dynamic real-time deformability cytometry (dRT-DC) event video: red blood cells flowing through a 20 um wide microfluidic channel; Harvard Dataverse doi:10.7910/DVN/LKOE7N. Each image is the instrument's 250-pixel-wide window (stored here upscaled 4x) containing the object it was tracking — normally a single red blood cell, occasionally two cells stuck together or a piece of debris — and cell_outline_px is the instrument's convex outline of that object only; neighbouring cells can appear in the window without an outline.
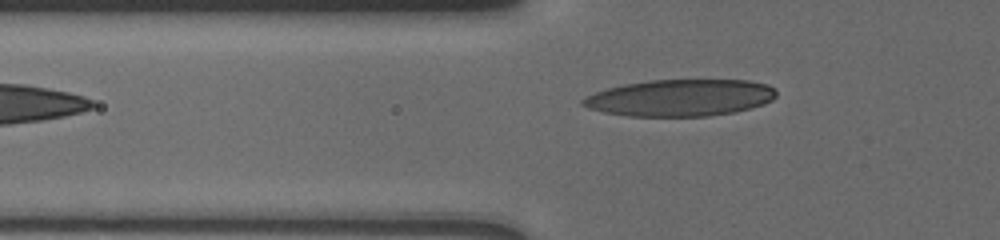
{"species": "human", "species_latin": "Homo sapiens", "temperature_condition": "cold", "stored_images_in_passage": 4, "camera_frame_rate_fps": 3000, "um_per_image_px": 0.085, "donor": {"sex": "male"}, "frame": {"image": 1, "passage_image": 4, "time_ms": 3.0, "image_size_px": [1000, 240], "cell_outline_px": [[776, 96], [772, 100], [764, 104], [732, 112], [708, 116], [628, 116], [604, 112], [588, 108], [580, 104], [580, 100], [584, 96], [608, 88], [624, 84], [648, 80], [748, 80], [768, 84], [776, 88]], "centroid_in_image_um": [57.81, 8.3], "position_along_channel_um": 68.0, "area_um2": 41.56}}